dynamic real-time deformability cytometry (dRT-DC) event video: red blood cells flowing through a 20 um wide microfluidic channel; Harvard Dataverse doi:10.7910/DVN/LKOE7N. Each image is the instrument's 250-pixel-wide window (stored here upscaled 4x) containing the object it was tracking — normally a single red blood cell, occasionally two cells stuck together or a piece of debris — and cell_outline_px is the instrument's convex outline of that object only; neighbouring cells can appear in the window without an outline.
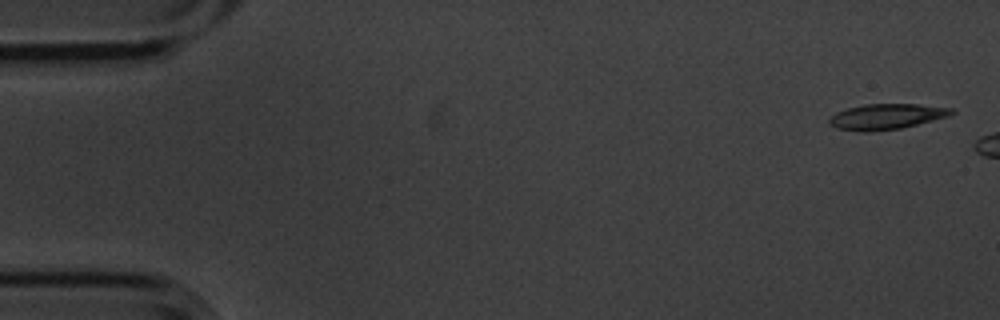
{"species": "common noctule bat (a hibernating species)", "species_latin": "Nyctalus noctula", "temperature_condition": "cold", "stored_images_in_passage": 3, "camera_frame_rate_fps": 3000, "um_per_image_px": 0.085, "animal": {"sex": "male", "body_mass_g": 20.1, "forearm_length_mm": 53.5}, "frame": {"image": 1, "passage_image": 1, "time_ms": 0.0, "image_size_px": [1000, 320], "cell_outline_px": [[956, 112], [948, 116], [900, 128], [872, 132], [860, 132], [836, 128], [828, 120], [836, 112], [848, 108], [864, 104], [916, 104], [952, 108]], "centroid_in_image_um": [75.33, 9.91], "position_along_channel_um": 9.7, "area_um2": 18.03}}